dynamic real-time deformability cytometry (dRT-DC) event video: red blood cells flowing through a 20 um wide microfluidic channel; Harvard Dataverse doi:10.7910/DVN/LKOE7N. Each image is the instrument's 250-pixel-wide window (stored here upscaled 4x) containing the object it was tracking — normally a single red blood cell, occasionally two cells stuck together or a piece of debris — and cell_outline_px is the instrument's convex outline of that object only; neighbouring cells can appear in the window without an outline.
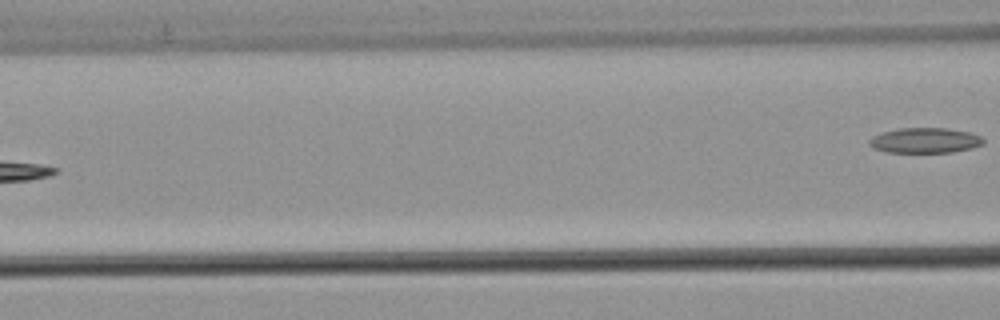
{"species": "common noctule bat (a hibernating species)", "species_latin": "Nyctalus noctula", "temperature_condition": "warm", "stored_images_in_passage": 6, "camera_frame_rate_fps": 3000, "um_per_image_px": 0.085, "animal": {"sex": "male", "body_mass_g": 21.5, "forearm_length_mm": 52.0}, "frame": {"image": 1, "passage_image": 6, "time_ms": 1.667, "image_size_px": [1000, 320], "cell_outline_px": [[984, 144], [972, 148], [952, 152], [888, 152], [872, 148], [868, 144], [868, 140], [872, 136], [884, 132], [900, 128], [948, 128], [972, 132], [980, 136], [984, 140]], "centroid_in_image_um": [78.64, 11.93], "position_along_channel_um": 88.0, "area_um2": 16.88}}